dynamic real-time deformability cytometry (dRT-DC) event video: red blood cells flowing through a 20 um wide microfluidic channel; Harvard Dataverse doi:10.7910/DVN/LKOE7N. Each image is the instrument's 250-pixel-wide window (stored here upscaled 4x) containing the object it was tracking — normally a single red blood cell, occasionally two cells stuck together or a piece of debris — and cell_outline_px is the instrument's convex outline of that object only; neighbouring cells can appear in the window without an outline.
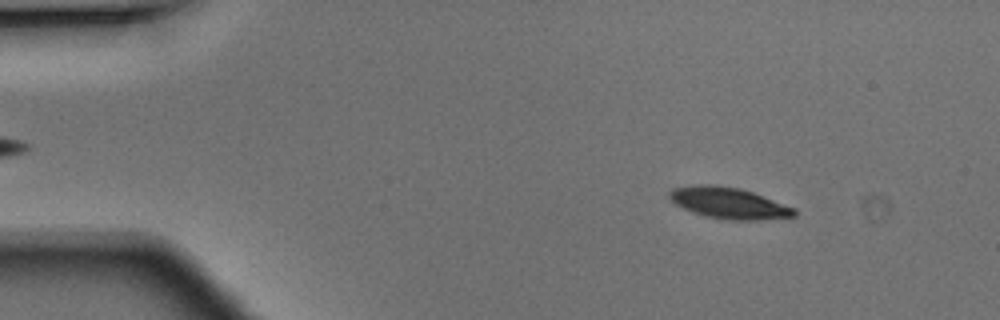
{"species": "Egyptian fruit bat (a non-hibernating species)", "species_latin": "Rousettus aegyptiacus", "temperature_condition": "warm", "stored_images_in_passage": 48, "camera_frame_rate_fps": 3000, "um_per_image_px": 0.085, "animal": {"sex": "male"}, "frame": {"image": 1, "passage_image": 6, "time_ms": 1.667, "image_size_px": [1000, 320], "cell_outline_px": [[796, 216], [756, 220], [732, 220], [708, 216], [692, 212], [676, 204], [668, 196], [668, 192], [672, 188], [700, 184], [712, 184], [740, 188], [752, 192], [796, 208]], "centroid_in_image_um": [61.95, 17.25], "position_along_channel_um": 23.0, "area_um2": 22.54}}
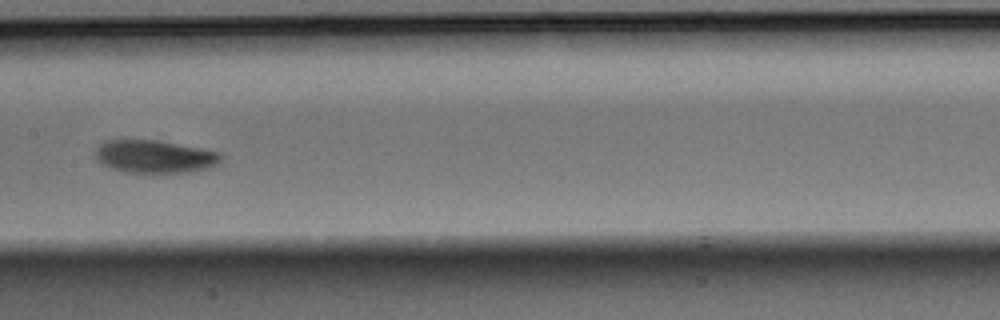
{"frame": {"image": 2, "passage_image": 24, "time_ms": 7.667, "image_size_px": [1000, 320], "cell_outline_px": [[224, 160], [216, 168], [200, 172], [168, 176], [136, 176], [104, 168], [96, 160], [96, 148], [104, 140], [120, 136], [124, 136], [160, 140], [224, 152]], "centroid_in_image_um": [13.18, 13.36], "position_along_channel_um": 194.2, "area_um2": 27.69}}
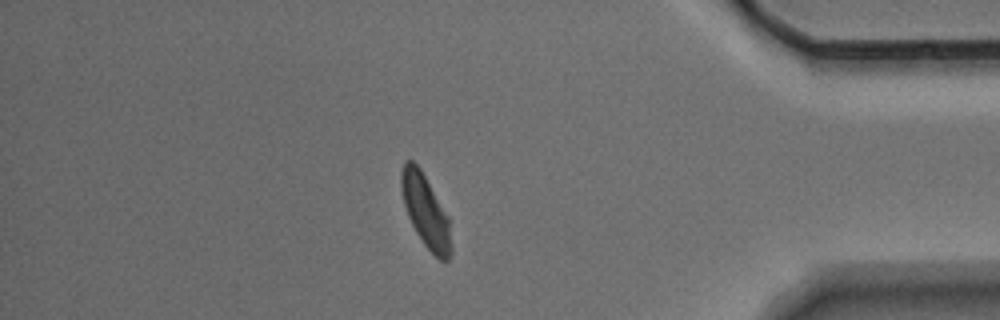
{"frame": {"image": 3, "passage_image": 41, "time_ms": 13.333, "image_size_px": [1000, 320], "cell_outline_px": [[452, 252], [448, 260], [440, 260], [424, 244], [416, 232], [408, 216], [404, 204], [400, 188], [400, 172], [404, 160], [412, 160], [420, 168], [448, 216], [452, 248]], "centroid_in_image_um": [36.16, 17.92], "position_along_channel_um": 399.0, "area_um2": 20.92}}